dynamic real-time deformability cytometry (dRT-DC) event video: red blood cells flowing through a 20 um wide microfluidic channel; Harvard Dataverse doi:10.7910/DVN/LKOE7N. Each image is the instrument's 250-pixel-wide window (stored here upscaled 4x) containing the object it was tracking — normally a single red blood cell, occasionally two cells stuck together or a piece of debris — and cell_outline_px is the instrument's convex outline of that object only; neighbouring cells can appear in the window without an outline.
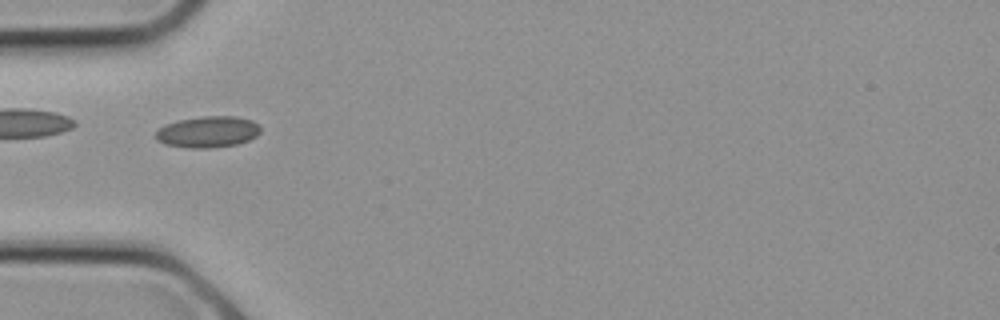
{"species": "common noctule bat (a hibernating species)", "species_latin": "Nyctalus noctula", "temperature_condition": "cold", "stored_images_in_passage": 6, "camera_frame_rate_fps": 3000, "um_per_image_px": 0.085, "animal": {"sex": "female", "body_mass_g": 21.9}, "frame": {"image": 1, "passage_image": 5, "time_ms": 1.333, "image_size_px": [1000, 320], "cell_outline_px": [[260, 132], [256, 136], [248, 140], [236, 144], [212, 148], [188, 148], [164, 144], [156, 140], [156, 132], [164, 124], [176, 120], [204, 116], [236, 116], [252, 120], [260, 128]], "centroid_in_image_um": [17.64, 11.21], "position_along_channel_um": 67.4, "area_um2": 19.19}}